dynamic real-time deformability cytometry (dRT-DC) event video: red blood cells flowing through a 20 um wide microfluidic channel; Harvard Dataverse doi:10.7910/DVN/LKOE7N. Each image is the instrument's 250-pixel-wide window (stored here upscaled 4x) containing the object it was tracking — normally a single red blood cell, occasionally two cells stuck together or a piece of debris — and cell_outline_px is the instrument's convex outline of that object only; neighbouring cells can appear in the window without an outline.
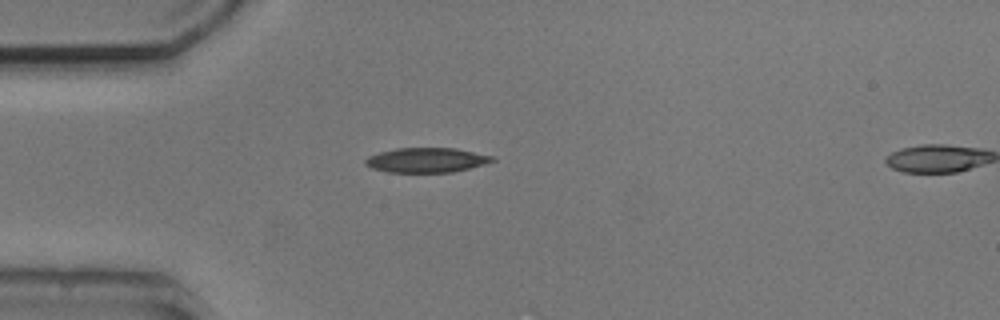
{"species": "common noctule bat (a hibernating species)", "species_latin": "Nyctalus noctula", "temperature_condition": "cold", "stored_images_in_passage": 2, "segment_of_instrument_passage": [1, 2], "camera_frame_rate_fps": 3000, "um_per_image_px": 0.085, "animal": {"sex": "male", "body_mass_g": 20.5, "forearm_length_mm": 52.5}, "frame": {"image": 1, "passage_image": 1, "time_ms": 0.0, "image_size_px": [1000, 320], "cell_outline_px": [[496, 160], [484, 164], [452, 172], [388, 172], [372, 168], [364, 164], [364, 160], [368, 156], [380, 152], [396, 148], [456, 148], [496, 156]], "centroid_in_image_um": [36.27, 13.6], "position_along_channel_um": 48.7, "area_um2": 18.32}}